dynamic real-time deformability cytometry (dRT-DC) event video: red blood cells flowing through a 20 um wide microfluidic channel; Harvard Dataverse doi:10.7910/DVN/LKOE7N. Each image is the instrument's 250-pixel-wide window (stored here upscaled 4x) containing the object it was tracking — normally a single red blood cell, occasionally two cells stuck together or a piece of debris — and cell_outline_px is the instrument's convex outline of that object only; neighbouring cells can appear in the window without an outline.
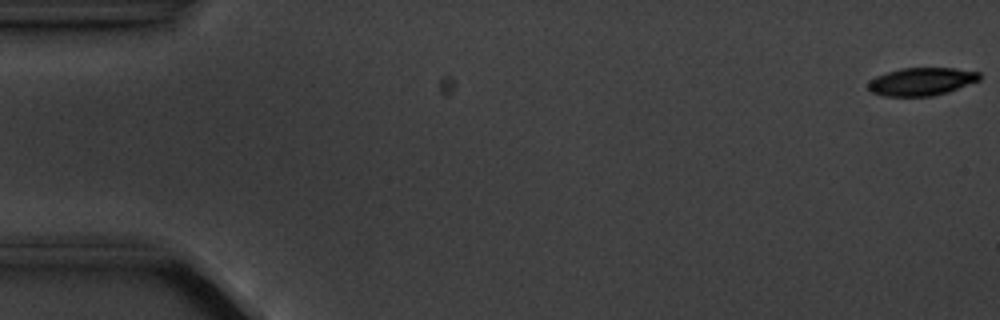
{"species": "common noctule bat (a hibernating species)", "species_latin": "Nyctalus noctula", "temperature_condition": "cold", "stored_images_in_passage": 4, "camera_frame_rate_fps": 3000, "um_per_image_px": 0.085, "animal": {"sex": "male", "body_mass_g": 20.1, "forearm_length_mm": 53.5}, "frame": {"image": 1, "passage_image": 1, "time_ms": 0.0, "image_size_px": [1000, 320], "cell_outline_px": [[980, 80], [948, 92], [932, 96], [884, 96], [872, 92], [868, 88], [868, 84], [876, 76], [900, 68], [952, 68], [980, 72]], "centroid_in_image_um": [78.35, 6.93], "position_along_channel_um": 6.7, "area_um2": 17.98}}